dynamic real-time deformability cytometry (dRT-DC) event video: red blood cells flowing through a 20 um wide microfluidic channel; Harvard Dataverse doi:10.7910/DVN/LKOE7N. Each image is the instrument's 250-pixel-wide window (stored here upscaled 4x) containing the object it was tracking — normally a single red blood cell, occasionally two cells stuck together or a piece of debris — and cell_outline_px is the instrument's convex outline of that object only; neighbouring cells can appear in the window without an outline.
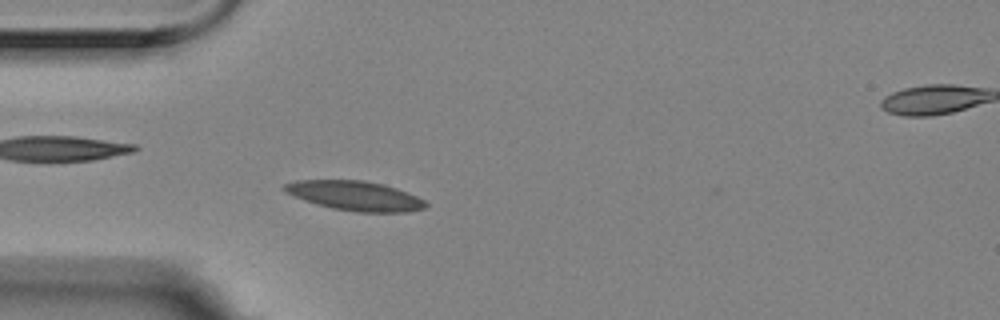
{"species": "Egyptian fruit bat (a non-hibernating species)", "species_latin": "Rousettus aegyptiacus", "temperature_condition": "room temperature", "stored_images_in_passage": 5, "segment_of_instrument_passage": [1, 2], "camera_frame_rate_fps": 3000, "um_per_image_px": 0.085, "animal": {"sex": "female"}, "frame": {"image": 1, "passage_image": 4, "time_ms": 1.0, "image_size_px": [1000, 320], "cell_outline_px": [[428, 204], [424, 208], [408, 212], [356, 212], [332, 208], [316, 204], [304, 200], [284, 192], [280, 188], [284, 184], [296, 180], [364, 180], [384, 184], [396, 188], [416, 196], [424, 200]], "centroid_in_image_um": [30.14, 16.63], "position_along_channel_um": 54.9, "area_um2": 24.39}}